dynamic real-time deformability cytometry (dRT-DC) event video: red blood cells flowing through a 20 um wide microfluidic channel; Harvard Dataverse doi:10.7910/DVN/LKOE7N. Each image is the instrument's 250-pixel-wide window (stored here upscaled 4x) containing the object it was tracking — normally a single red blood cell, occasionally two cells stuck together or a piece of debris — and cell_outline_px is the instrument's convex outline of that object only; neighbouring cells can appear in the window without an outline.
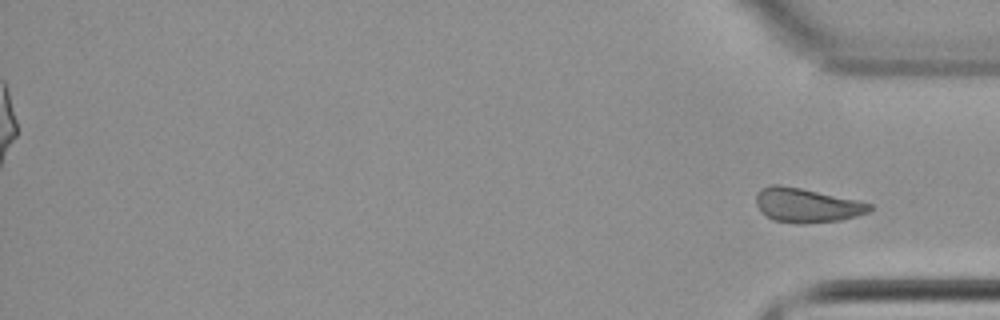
{"species": "common noctule bat (a hibernating species)", "species_latin": "Nyctalus noctula", "temperature_condition": "cold", "stored_images_in_passage": 56, "segment_of_instrument_passage": [2, 2], "camera_frame_rate_fps": 3000, "um_per_image_px": 0.085, "animal": {"sex": "female", "body_mass_g": 22.7, "forearm_length_mm": 54.2}, "frame": {"image": 1, "passage_image": 56, "time_ms": 18.333, "image_size_px": [1000, 320], "cell_outline_px": [[872, 208], [868, 212], [856, 216], [840, 220], [800, 224], [796, 224], [772, 220], [764, 216], [760, 212], [756, 204], [756, 192], [760, 188], [768, 184], [776, 184], [800, 188], [856, 200], [872, 204]], "centroid_in_image_um": [68.49, 17.45], "position_along_channel_um": 366.7, "area_um2": 22.77}}